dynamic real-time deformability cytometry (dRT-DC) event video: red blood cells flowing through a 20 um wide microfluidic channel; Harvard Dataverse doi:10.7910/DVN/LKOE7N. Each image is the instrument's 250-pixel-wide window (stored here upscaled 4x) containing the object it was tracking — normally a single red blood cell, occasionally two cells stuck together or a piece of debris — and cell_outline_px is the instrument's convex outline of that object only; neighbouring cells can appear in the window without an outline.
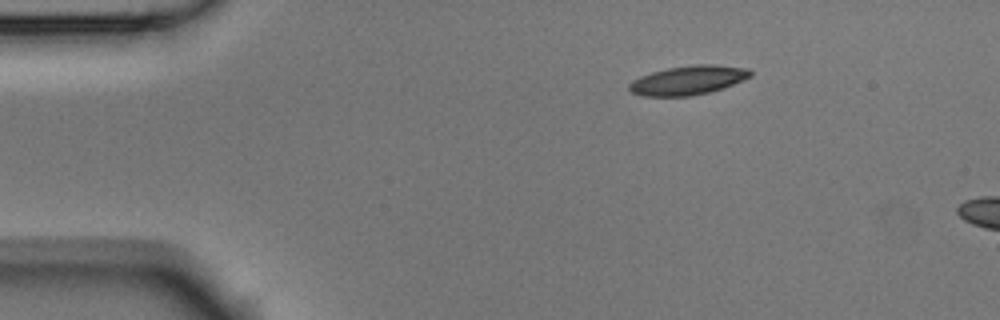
{"species": "Egyptian fruit bat (a non-hibernating species)", "species_latin": "Rousettus aegyptiacus", "temperature_condition": "room temperature", "stored_images_in_passage": 3, "camera_frame_rate_fps": 3000, "um_per_image_px": 0.085, "animal": {"sex": "male"}, "frame": {"image": 1, "passage_image": 1, "time_ms": 0.0, "image_size_px": [1000, 320], "cell_outline_px": [[752, 76], [732, 84], [708, 92], [688, 96], [644, 96], [632, 92], [628, 88], [628, 84], [632, 80], [640, 76], [652, 72], [668, 68], [700, 64], [712, 64], [748, 68], [752, 72]], "centroid_in_image_um": [58.47, 6.81], "position_along_channel_um": 26.5, "area_um2": 20.29}}